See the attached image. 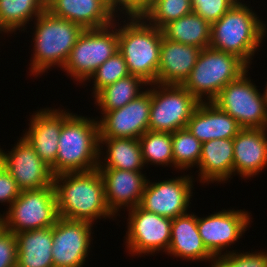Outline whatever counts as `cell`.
<instances>
[{
	"instance_id": "cell-13",
	"label": "cell",
	"mask_w": 267,
	"mask_h": 267,
	"mask_svg": "<svg viewBox=\"0 0 267 267\" xmlns=\"http://www.w3.org/2000/svg\"><path fill=\"white\" fill-rule=\"evenodd\" d=\"M93 224L58 218L52 226L54 267H83L91 246Z\"/></svg>"
},
{
	"instance_id": "cell-35",
	"label": "cell",
	"mask_w": 267,
	"mask_h": 267,
	"mask_svg": "<svg viewBox=\"0 0 267 267\" xmlns=\"http://www.w3.org/2000/svg\"><path fill=\"white\" fill-rule=\"evenodd\" d=\"M17 238L4 227L0 229V267H16Z\"/></svg>"
},
{
	"instance_id": "cell-34",
	"label": "cell",
	"mask_w": 267,
	"mask_h": 267,
	"mask_svg": "<svg viewBox=\"0 0 267 267\" xmlns=\"http://www.w3.org/2000/svg\"><path fill=\"white\" fill-rule=\"evenodd\" d=\"M238 0H191L193 12L210 25L219 20Z\"/></svg>"
},
{
	"instance_id": "cell-27",
	"label": "cell",
	"mask_w": 267,
	"mask_h": 267,
	"mask_svg": "<svg viewBox=\"0 0 267 267\" xmlns=\"http://www.w3.org/2000/svg\"><path fill=\"white\" fill-rule=\"evenodd\" d=\"M164 38L205 49L210 46L211 25L200 15L191 12L161 28Z\"/></svg>"
},
{
	"instance_id": "cell-2",
	"label": "cell",
	"mask_w": 267,
	"mask_h": 267,
	"mask_svg": "<svg viewBox=\"0 0 267 267\" xmlns=\"http://www.w3.org/2000/svg\"><path fill=\"white\" fill-rule=\"evenodd\" d=\"M238 0L219 20L211 24L210 48L232 53L248 66L267 34L266 25L253 9Z\"/></svg>"
},
{
	"instance_id": "cell-3",
	"label": "cell",
	"mask_w": 267,
	"mask_h": 267,
	"mask_svg": "<svg viewBox=\"0 0 267 267\" xmlns=\"http://www.w3.org/2000/svg\"><path fill=\"white\" fill-rule=\"evenodd\" d=\"M99 148L98 120L72 114L62 126L53 175L98 168Z\"/></svg>"
},
{
	"instance_id": "cell-5",
	"label": "cell",
	"mask_w": 267,
	"mask_h": 267,
	"mask_svg": "<svg viewBox=\"0 0 267 267\" xmlns=\"http://www.w3.org/2000/svg\"><path fill=\"white\" fill-rule=\"evenodd\" d=\"M35 21L34 52L29 69L31 75L38 77L50 67H64L84 29L69 20L53 16L47 10Z\"/></svg>"
},
{
	"instance_id": "cell-26",
	"label": "cell",
	"mask_w": 267,
	"mask_h": 267,
	"mask_svg": "<svg viewBox=\"0 0 267 267\" xmlns=\"http://www.w3.org/2000/svg\"><path fill=\"white\" fill-rule=\"evenodd\" d=\"M106 148L105 154L103 145ZM99 164L98 168H114L129 171L144 169L141 147L138 139L134 138H99ZM108 149V150H107ZM102 155V156H101ZM104 157V159H103ZM105 162L103 164V161Z\"/></svg>"
},
{
	"instance_id": "cell-12",
	"label": "cell",
	"mask_w": 267,
	"mask_h": 267,
	"mask_svg": "<svg viewBox=\"0 0 267 267\" xmlns=\"http://www.w3.org/2000/svg\"><path fill=\"white\" fill-rule=\"evenodd\" d=\"M194 178L182 175L175 179L147 183L139 206L145 211L174 219L187 213Z\"/></svg>"
},
{
	"instance_id": "cell-25",
	"label": "cell",
	"mask_w": 267,
	"mask_h": 267,
	"mask_svg": "<svg viewBox=\"0 0 267 267\" xmlns=\"http://www.w3.org/2000/svg\"><path fill=\"white\" fill-rule=\"evenodd\" d=\"M17 238L16 267H54L52 227L22 231Z\"/></svg>"
},
{
	"instance_id": "cell-39",
	"label": "cell",
	"mask_w": 267,
	"mask_h": 267,
	"mask_svg": "<svg viewBox=\"0 0 267 267\" xmlns=\"http://www.w3.org/2000/svg\"><path fill=\"white\" fill-rule=\"evenodd\" d=\"M226 250L224 254L218 257H213L211 267H231V251ZM227 252V253H226Z\"/></svg>"
},
{
	"instance_id": "cell-32",
	"label": "cell",
	"mask_w": 267,
	"mask_h": 267,
	"mask_svg": "<svg viewBox=\"0 0 267 267\" xmlns=\"http://www.w3.org/2000/svg\"><path fill=\"white\" fill-rule=\"evenodd\" d=\"M201 149L202 143L187 128L172 133L174 168L181 171L198 166Z\"/></svg>"
},
{
	"instance_id": "cell-10",
	"label": "cell",
	"mask_w": 267,
	"mask_h": 267,
	"mask_svg": "<svg viewBox=\"0 0 267 267\" xmlns=\"http://www.w3.org/2000/svg\"><path fill=\"white\" fill-rule=\"evenodd\" d=\"M248 71L228 83L212 102L232 116L242 128H266L267 107L262 93L247 77Z\"/></svg>"
},
{
	"instance_id": "cell-9",
	"label": "cell",
	"mask_w": 267,
	"mask_h": 267,
	"mask_svg": "<svg viewBox=\"0 0 267 267\" xmlns=\"http://www.w3.org/2000/svg\"><path fill=\"white\" fill-rule=\"evenodd\" d=\"M3 227L14 234L52 227L59 218L53 185L22 191L5 215L0 214Z\"/></svg>"
},
{
	"instance_id": "cell-18",
	"label": "cell",
	"mask_w": 267,
	"mask_h": 267,
	"mask_svg": "<svg viewBox=\"0 0 267 267\" xmlns=\"http://www.w3.org/2000/svg\"><path fill=\"white\" fill-rule=\"evenodd\" d=\"M104 182L105 201L114 216L119 209L135 208L140 204L147 178L142 171L98 168ZM117 214V215H116Z\"/></svg>"
},
{
	"instance_id": "cell-1",
	"label": "cell",
	"mask_w": 267,
	"mask_h": 267,
	"mask_svg": "<svg viewBox=\"0 0 267 267\" xmlns=\"http://www.w3.org/2000/svg\"><path fill=\"white\" fill-rule=\"evenodd\" d=\"M53 187L60 218L92 224L102 217H114L105 201L104 182L98 168L55 175Z\"/></svg>"
},
{
	"instance_id": "cell-17",
	"label": "cell",
	"mask_w": 267,
	"mask_h": 267,
	"mask_svg": "<svg viewBox=\"0 0 267 267\" xmlns=\"http://www.w3.org/2000/svg\"><path fill=\"white\" fill-rule=\"evenodd\" d=\"M66 111L59 108L37 110L30 118L29 129L23 136L49 167L56 162L63 123L73 114Z\"/></svg>"
},
{
	"instance_id": "cell-16",
	"label": "cell",
	"mask_w": 267,
	"mask_h": 267,
	"mask_svg": "<svg viewBox=\"0 0 267 267\" xmlns=\"http://www.w3.org/2000/svg\"><path fill=\"white\" fill-rule=\"evenodd\" d=\"M251 213L243 210H222L206 217L197 216L200 237L214 256L222 255L227 247L239 240L250 225Z\"/></svg>"
},
{
	"instance_id": "cell-33",
	"label": "cell",
	"mask_w": 267,
	"mask_h": 267,
	"mask_svg": "<svg viewBox=\"0 0 267 267\" xmlns=\"http://www.w3.org/2000/svg\"><path fill=\"white\" fill-rule=\"evenodd\" d=\"M130 75L125 59L122 54L117 51L113 56L100 65L90 76L88 81H93L94 96L106 86H109L119 79Z\"/></svg>"
},
{
	"instance_id": "cell-38",
	"label": "cell",
	"mask_w": 267,
	"mask_h": 267,
	"mask_svg": "<svg viewBox=\"0 0 267 267\" xmlns=\"http://www.w3.org/2000/svg\"><path fill=\"white\" fill-rule=\"evenodd\" d=\"M20 189L11 174L3 167L0 170V203H7L9 207L20 195Z\"/></svg>"
},
{
	"instance_id": "cell-36",
	"label": "cell",
	"mask_w": 267,
	"mask_h": 267,
	"mask_svg": "<svg viewBox=\"0 0 267 267\" xmlns=\"http://www.w3.org/2000/svg\"><path fill=\"white\" fill-rule=\"evenodd\" d=\"M105 2L115 15L119 16L117 13L122 12L125 17L126 15L129 17L140 16L146 10L149 0H105Z\"/></svg>"
},
{
	"instance_id": "cell-28",
	"label": "cell",
	"mask_w": 267,
	"mask_h": 267,
	"mask_svg": "<svg viewBox=\"0 0 267 267\" xmlns=\"http://www.w3.org/2000/svg\"><path fill=\"white\" fill-rule=\"evenodd\" d=\"M147 85L149 84L140 77L130 74L106 86L93 96V98H95V104L100 107V110L102 109L101 112L112 111L138 98L145 92L141 90L142 87Z\"/></svg>"
},
{
	"instance_id": "cell-19",
	"label": "cell",
	"mask_w": 267,
	"mask_h": 267,
	"mask_svg": "<svg viewBox=\"0 0 267 267\" xmlns=\"http://www.w3.org/2000/svg\"><path fill=\"white\" fill-rule=\"evenodd\" d=\"M233 174L251 178L267 167V129L242 128L233 138Z\"/></svg>"
},
{
	"instance_id": "cell-37",
	"label": "cell",
	"mask_w": 267,
	"mask_h": 267,
	"mask_svg": "<svg viewBox=\"0 0 267 267\" xmlns=\"http://www.w3.org/2000/svg\"><path fill=\"white\" fill-rule=\"evenodd\" d=\"M231 267H267V252L231 251Z\"/></svg>"
},
{
	"instance_id": "cell-40",
	"label": "cell",
	"mask_w": 267,
	"mask_h": 267,
	"mask_svg": "<svg viewBox=\"0 0 267 267\" xmlns=\"http://www.w3.org/2000/svg\"><path fill=\"white\" fill-rule=\"evenodd\" d=\"M266 87L264 88V93L262 94V97H263V100L266 104V107H267V82H266Z\"/></svg>"
},
{
	"instance_id": "cell-4",
	"label": "cell",
	"mask_w": 267,
	"mask_h": 267,
	"mask_svg": "<svg viewBox=\"0 0 267 267\" xmlns=\"http://www.w3.org/2000/svg\"><path fill=\"white\" fill-rule=\"evenodd\" d=\"M127 19L123 26L117 24L118 51L125 59L129 73L150 86L157 81L162 31L147 24L141 16H127Z\"/></svg>"
},
{
	"instance_id": "cell-31",
	"label": "cell",
	"mask_w": 267,
	"mask_h": 267,
	"mask_svg": "<svg viewBox=\"0 0 267 267\" xmlns=\"http://www.w3.org/2000/svg\"><path fill=\"white\" fill-rule=\"evenodd\" d=\"M192 11L191 0H149L146 10L140 16L148 24L161 29Z\"/></svg>"
},
{
	"instance_id": "cell-6",
	"label": "cell",
	"mask_w": 267,
	"mask_h": 267,
	"mask_svg": "<svg viewBox=\"0 0 267 267\" xmlns=\"http://www.w3.org/2000/svg\"><path fill=\"white\" fill-rule=\"evenodd\" d=\"M249 67L232 53L208 47L201 49L195 66L182 86L200 102H211L228 83L238 79Z\"/></svg>"
},
{
	"instance_id": "cell-7",
	"label": "cell",
	"mask_w": 267,
	"mask_h": 267,
	"mask_svg": "<svg viewBox=\"0 0 267 267\" xmlns=\"http://www.w3.org/2000/svg\"><path fill=\"white\" fill-rule=\"evenodd\" d=\"M115 21L116 18L106 27L83 30L62 68L68 76L83 83L118 51V29Z\"/></svg>"
},
{
	"instance_id": "cell-42",
	"label": "cell",
	"mask_w": 267,
	"mask_h": 267,
	"mask_svg": "<svg viewBox=\"0 0 267 267\" xmlns=\"http://www.w3.org/2000/svg\"><path fill=\"white\" fill-rule=\"evenodd\" d=\"M3 227L2 219L0 217V229Z\"/></svg>"
},
{
	"instance_id": "cell-8",
	"label": "cell",
	"mask_w": 267,
	"mask_h": 267,
	"mask_svg": "<svg viewBox=\"0 0 267 267\" xmlns=\"http://www.w3.org/2000/svg\"><path fill=\"white\" fill-rule=\"evenodd\" d=\"M150 85L149 131L173 133L186 128L200 101L182 85Z\"/></svg>"
},
{
	"instance_id": "cell-11",
	"label": "cell",
	"mask_w": 267,
	"mask_h": 267,
	"mask_svg": "<svg viewBox=\"0 0 267 267\" xmlns=\"http://www.w3.org/2000/svg\"><path fill=\"white\" fill-rule=\"evenodd\" d=\"M126 248L129 254H154L167 250L171 239L172 219L145 211L139 205L129 209Z\"/></svg>"
},
{
	"instance_id": "cell-14",
	"label": "cell",
	"mask_w": 267,
	"mask_h": 267,
	"mask_svg": "<svg viewBox=\"0 0 267 267\" xmlns=\"http://www.w3.org/2000/svg\"><path fill=\"white\" fill-rule=\"evenodd\" d=\"M151 106V86L138 98L125 106L107 112H101L99 138L139 139L149 130Z\"/></svg>"
},
{
	"instance_id": "cell-23",
	"label": "cell",
	"mask_w": 267,
	"mask_h": 267,
	"mask_svg": "<svg viewBox=\"0 0 267 267\" xmlns=\"http://www.w3.org/2000/svg\"><path fill=\"white\" fill-rule=\"evenodd\" d=\"M167 254L192 261H210L214 257L203 244L195 214L186 213L172 219Z\"/></svg>"
},
{
	"instance_id": "cell-43",
	"label": "cell",
	"mask_w": 267,
	"mask_h": 267,
	"mask_svg": "<svg viewBox=\"0 0 267 267\" xmlns=\"http://www.w3.org/2000/svg\"><path fill=\"white\" fill-rule=\"evenodd\" d=\"M2 32H4L5 33V31L0 27V33H2Z\"/></svg>"
},
{
	"instance_id": "cell-30",
	"label": "cell",
	"mask_w": 267,
	"mask_h": 267,
	"mask_svg": "<svg viewBox=\"0 0 267 267\" xmlns=\"http://www.w3.org/2000/svg\"><path fill=\"white\" fill-rule=\"evenodd\" d=\"M138 140L144 165L174 166L172 133L148 130Z\"/></svg>"
},
{
	"instance_id": "cell-24",
	"label": "cell",
	"mask_w": 267,
	"mask_h": 267,
	"mask_svg": "<svg viewBox=\"0 0 267 267\" xmlns=\"http://www.w3.org/2000/svg\"><path fill=\"white\" fill-rule=\"evenodd\" d=\"M233 159V138L203 142L198 164L200 183H218L232 178Z\"/></svg>"
},
{
	"instance_id": "cell-15",
	"label": "cell",
	"mask_w": 267,
	"mask_h": 267,
	"mask_svg": "<svg viewBox=\"0 0 267 267\" xmlns=\"http://www.w3.org/2000/svg\"><path fill=\"white\" fill-rule=\"evenodd\" d=\"M3 167L16 181L20 191L37 190L53 185L51 168L43 162L35 149L20 137L11 151L2 150Z\"/></svg>"
},
{
	"instance_id": "cell-22",
	"label": "cell",
	"mask_w": 267,
	"mask_h": 267,
	"mask_svg": "<svg viewBox=\"0 0 267 267\" xmlns=\"http://www.w3.org/2000/svg\"><path fill=\"white\" fill-rule=\"evenodd\" d=\"M201 49L162 36L156 84L182 85L196 64Z\"/></svg>"
},
{
	"instance_id": "cell-21",
	"label": "cell",
	"mask_w": 267,
	"mask_h": 267,
	"mask_svg": "<svg viewBox=\"0 0 267 267\" xmlns=\"http://www.w3.org/2000/svg\"><path fill=\"white\" fill-rule=\"evenodd\" d=\"M186 128L201 142L234 138L242 127L212 101L200 102Z\"/></svg>"
},
{
	"instance_id": "cell-41",
	"label": "cell",
	"mask_w": 267,
	"mask_h": 267,
	"mask_svg": "<svg viewBox=\"0 0 267 267\" xmlns=\"http://www.w3.org/2000/svg\"><path fill=\"white\" fill-rule=\"evenodd\" d=\"M3 168V155H2V151L0 148V170Z\"/></svg>"
},
{
	"instance_id": "cell-20",
	"label": "cell",
	"mask_w": 267,
	"mask_h": 267,
	"mask_svg": "<svg viewBox=\"0 0 267 267\" xmlns=\"http://www.w3.org/2000/svg\"><path fill=\"white\" fill-rule=\"evenodd\" d=\"M46 10L55 17L78 24L84 30L109 26L119 17L105 0H46Z\"/></svg>"
},
{
	"instance_id": "cell-29",
	"label": "cell",
	"mask_w": 267,
	"mask_h": 267,
	"mask_svg": "<svg viewBox=\"0 0 267 267\" xmlns=\"http://www.w3.org/2000/svg\"><path fill=\"white\" fill-rule=\"evenodd\" d=\"M44 11L46 0H0V27L5 33L24 31L26 24Z\"/></svg>"
}]
</instances>
